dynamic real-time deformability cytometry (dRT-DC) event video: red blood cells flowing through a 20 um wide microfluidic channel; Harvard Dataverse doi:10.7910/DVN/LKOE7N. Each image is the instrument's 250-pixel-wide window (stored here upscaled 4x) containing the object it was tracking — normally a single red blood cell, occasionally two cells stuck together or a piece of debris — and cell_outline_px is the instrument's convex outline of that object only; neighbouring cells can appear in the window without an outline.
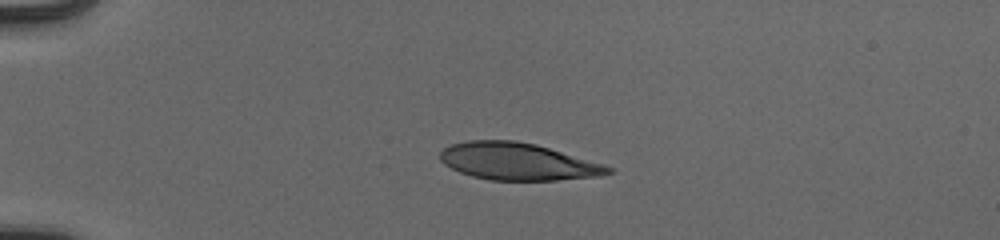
{"species": "human", "species_latin": "Homo sapiens", "temperature_condition": "cold", "stored_images_in_passage": 40, "camera_frame_rate_fps": 3000, "um_per_image_px": 0.085, "donor": {"sex": "male"}, "frame": {"image": 1, "passage_image": 1, "time_ms": 0.0, "image_size_px": [1000, 240], "cell_outline_px": [[612, 172], [600, 176], [556, 180], [492, 180], [472, 176], [460, 172], [444, 164], [440, 160], [440, 152], [444, 148], [452, 144], [468, 140], [516, 140], [536, 144], [604, 164], [612, 168]], "centroid_in_image_um": [44.0, 13.72], "position_along_channel_um": 41.0, "area_um2": 36.3}}
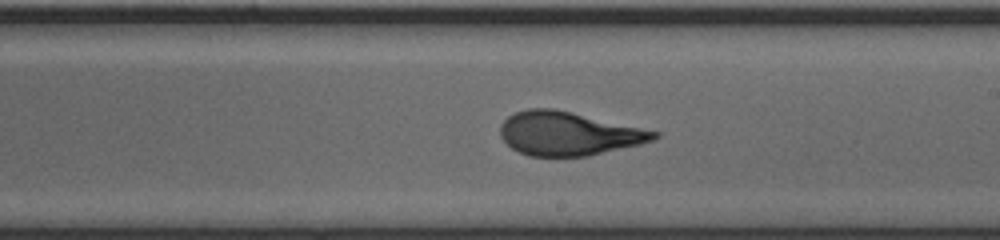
{"frame": {"image": 2, "passage_image": 20, "time_ms": 6.333, "image_size_px": [1000, 240], "cell_outline_px": [[660, 136], [652, 140], [640, 144], [588, 156], [528, 156], [512, 148], [500, 136], [500, 124], [508, 116], [516, 112], [528, 108], [556, 108], [660, 132]], "centroid_in_image_um": [48.3, 11.34], "position_along_channel_um": 240.7, "area_um2": 39.07}}
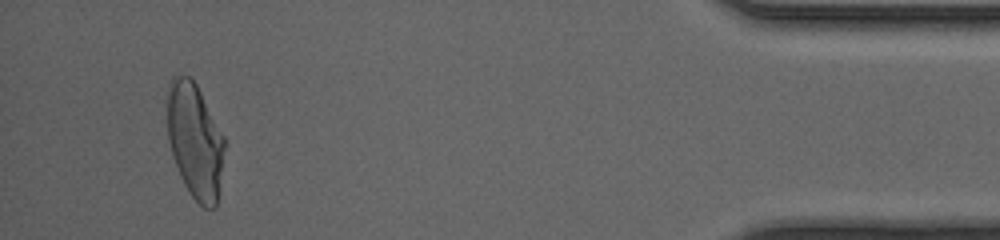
{"frame": {"image": 3, "passage_image": 38, "time_ms": 12.333, "image_size_px": [1000, 240], "cell_outline_px": [[224, 148], [216, 208], [204, 208], [192, 196], [184, 184], [180, 176], [172, 156], [168, 140], [168, 80], [172, 76], [188, 76], [196, 84], [224, 136]], "centroid_in_image_um": [16.55, 11.96], "position_along_channel_um": 418.6, "area_um2": 37.97}, "authors_computed_cell_mechanics": {"area_um2": 38.8127, "velocity_mm_per_s": 3.9495, "shape_relaxation_time_tau1_ms": 5.3389, "shape_relaxation_time_tau2_ms": 0.8053, "deformation_change_tau1": 0.2375, "deformation_change_tau2": 0.0816}}